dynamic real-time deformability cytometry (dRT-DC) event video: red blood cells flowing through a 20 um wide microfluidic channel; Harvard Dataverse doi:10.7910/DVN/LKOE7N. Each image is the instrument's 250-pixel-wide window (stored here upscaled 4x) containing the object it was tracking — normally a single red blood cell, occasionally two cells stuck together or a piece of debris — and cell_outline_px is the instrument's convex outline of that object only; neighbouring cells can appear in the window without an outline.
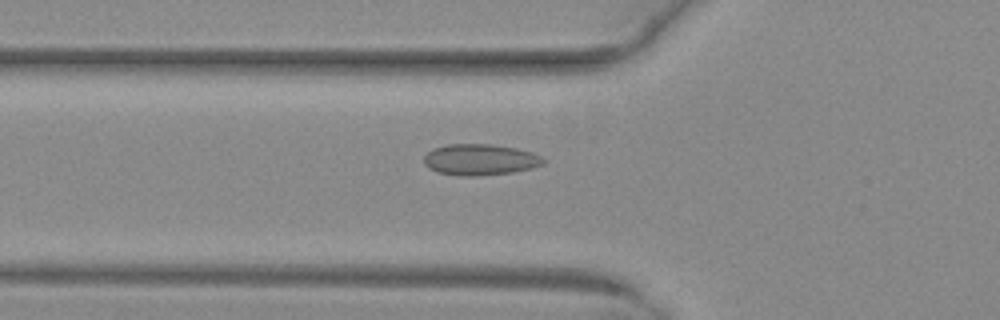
{"species": "common noctule bat (a hibernating species)", "species_latin": "Nyctalus noctula", "temperature_condition": "warm", "stored_images_in_passage": 46, "camera_frame_rate_fps": 3000, "um_per_image_px": 0.085, "animal": {"sex": "female", "body_mass_g": 29.2, "forearm_length_mm": 56.3}, "frame": {"image": 1, "passage_image": 13, "time_ms": 4.0, "image_size_px": [1000, 320], "cell_outline_px": [[548, 160], [544, 164], [532, 168], [512, 172], [476, 176], [460, 176], [436, 172], [428, 168], [424, 164], [424, 156], [428, 152], [436, 148], [448, 144], [492, 144], [516, 148], [532, 152]], "centroid_in_image_um": [40.82, 13.57], "position_along_channel_um": 85.0, "area_um2": 21.79}}
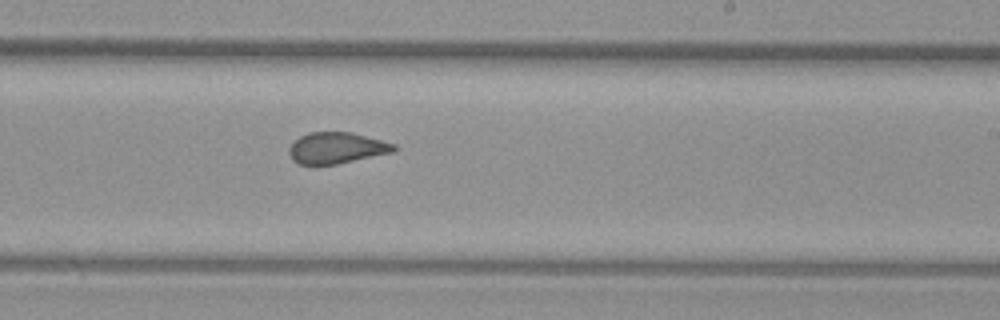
{"frame": {"image": 2, "passage_image": 26, "time_ms": 8.333, "image_size_px": [1000, 320], "cell_outline_px": [[400, 148], [396, 152], [336, 164], [300, 164], [292, 160], [288, 152], [288, 148], [300, 136], [308, 132], [352, 132], [396, 144]], "centroid_in_image_um": [28.66, 12.57], "position_along_channel_um": 260.3, "area_um2": 19.25}}
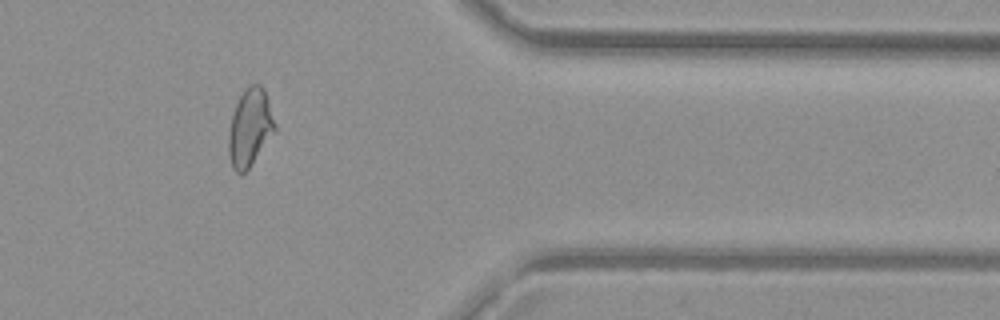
{"frame": {"image": 3, "passage_image": 37, "time_ms": 12.0, "image_size_px": [1000, 320], "cell_outline_px": [[276, 128], [248, 168], [240, 176], [232, 168], [228, 152], [228, 132], [232, 112], [244, 88], [252, 84], [260, 84], [264, 88], [276, 124]], "centroid_in_image_um": [21.21, 10.82], "position_along_channel_um": 390.2, "area_um2": 20.75}, "authors_computed_cell_mechanics": {"area_um2": 20.7502, "velocity_mm_per_s": 4.0362, "shape_relaxation_time_tau1_ms": null, "shape_relaxation_time_tau2_ms": 0.8679, "deformation_change_tau1": null, "deformation_change_tau2": 0.0567}}